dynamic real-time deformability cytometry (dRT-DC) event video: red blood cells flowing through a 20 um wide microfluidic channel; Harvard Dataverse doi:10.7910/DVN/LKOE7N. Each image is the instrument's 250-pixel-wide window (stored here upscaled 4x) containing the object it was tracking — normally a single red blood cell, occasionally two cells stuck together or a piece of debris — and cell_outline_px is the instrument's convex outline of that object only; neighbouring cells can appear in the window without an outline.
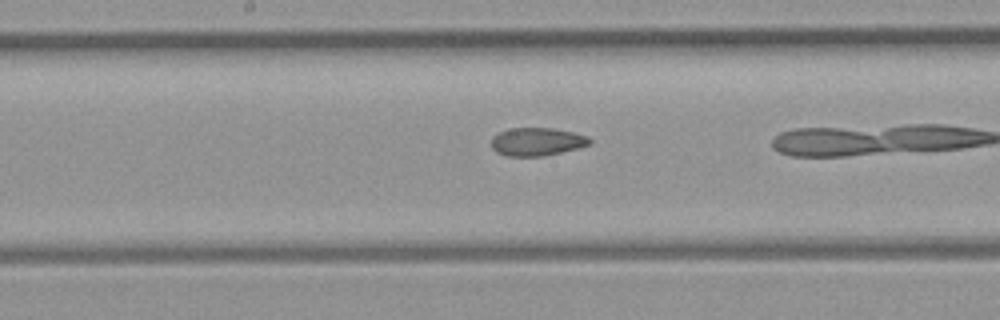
{"species": "common noctule bat (a hibernating species)", "species_latin": "Nyctalus noctula", "temperature_condition": "room temperature", "stored_images_in_passage": 8, "camera_frame_rate_fps": 3000, "um_per_image_px": 0.085, "animal": {"sex": "female", "body_mass_g": 21.9}, "frame": {"image": 1, "passage_image": 6, "time_ms": 1.667, "image_size_px": [1000, 320], "cell_outline_px": [[592, 144], [544, 156], [508, 156], [496, 152], [492, 148], [492, 136], [508, 128], [552, 128], [572, 132], [588, 136], [592, 140]], "centroid_in_image_um": [45.64, 12.04], "position_along_channel_um": 202.6, "area_um2": 16.07}}